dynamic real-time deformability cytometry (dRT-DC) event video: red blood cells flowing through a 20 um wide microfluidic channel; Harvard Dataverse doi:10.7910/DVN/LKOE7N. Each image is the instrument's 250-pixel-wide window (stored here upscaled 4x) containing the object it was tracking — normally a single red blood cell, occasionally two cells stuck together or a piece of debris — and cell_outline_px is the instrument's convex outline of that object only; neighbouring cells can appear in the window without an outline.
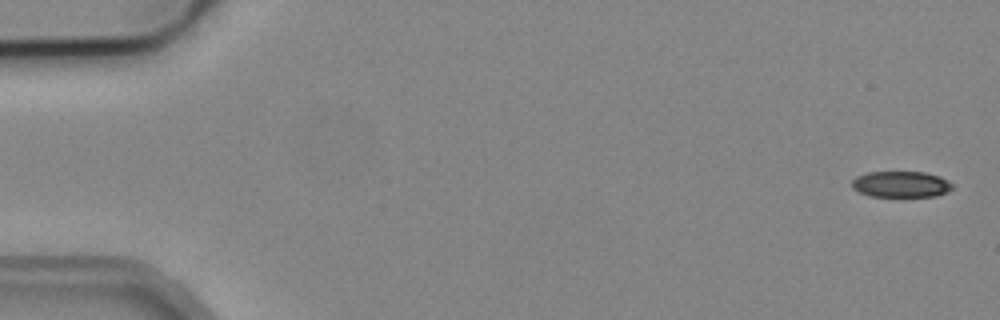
{"species": "common noctule bat (a hibernating species)", "species_latin": "Nyctalus noctula", "temperature_condition": "cold", "stored_images_in_passage": 5, "camera_frame_rate_fps": 3000, "um_per_image_px": 0.085, "animal": {"sex": "male", "body_mass_g": 19.2, "forearm_length_mm": 51.8}, "frame": {"image": 1, "passage_image": 1, "time_ms": 0.0, "image_size_px": [1000, 320], "cell_outline_px": [[952, 188], [948, 192], [936, 196], [868, 196], [852, 188], [852, 180], [856, 176], [868, 172], [924, 172], [940, 176], [948, 180], [952, 184]], "centroid_in_image_um": [76.58, 15.66], "position_along_channel_um": 8.4, "area_um2": 15.32}}
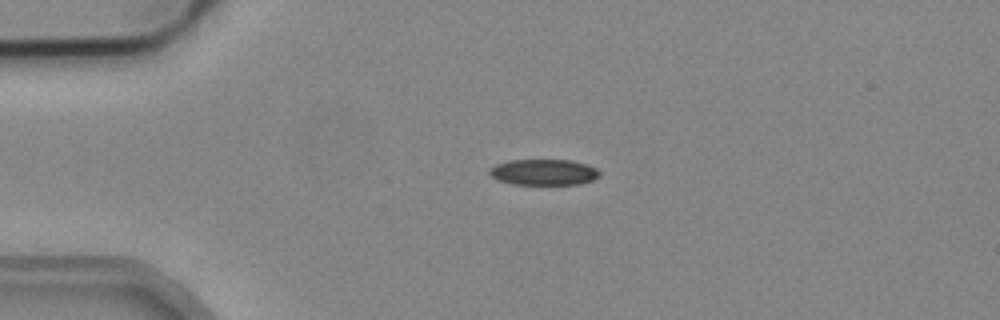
{"frame": {"image": 2, "passage_image": 4, "time_ms": 1.0, "image_size_px": [1000, 320], "cell_outline_px": [[600, 176], [592, 180], [580, 184], [512, 184], [496, 180], [488, 172], [488, 168], [496, 164], [508, 160], [572, 160], [588, 164], [596, 168], [600, 172]], "centroid_in_image_um": [46.2, 14.63], "position_along_channel_um": 38.8, "area_um2": 16.82}}